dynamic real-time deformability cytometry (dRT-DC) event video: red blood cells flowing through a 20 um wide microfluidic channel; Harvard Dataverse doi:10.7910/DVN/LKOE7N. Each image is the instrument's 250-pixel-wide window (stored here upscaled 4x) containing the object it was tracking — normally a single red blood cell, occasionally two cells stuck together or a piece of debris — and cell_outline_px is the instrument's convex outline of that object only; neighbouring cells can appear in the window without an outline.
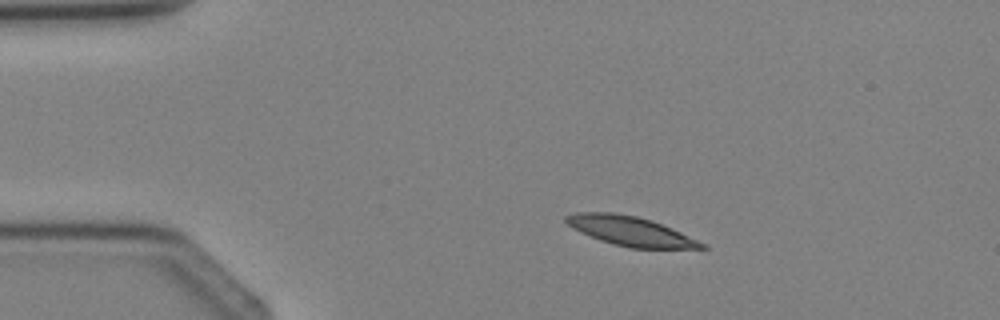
{"species": "Egyptian fruit bat (a non-hibernating species)", "species_latin": "Rousettus aegyptiacus", "temperature_condition": "cold", "stored_images_in_passage": 2, "camera_frame_rate_fps": 3000, "um_per_image_px": 0.085, "animal": {"sex": "female"}, "frame": {"image": 1, "passage_image": 1, "time_ms": 0.0, "image_size_px": [1000, 320], "cell_outline_px": [[708, 248], [628, 248], [612, 244], [600, 240], [580, 232], [572, 228], [564, 220], [564, 216], [576, 212], [612, 212], [636, 216], [652, 220], [672, 228], [708, 244]], "centroid_in_image_um": [53.59, 19.64], "position_along_channel_um": 31.4, "area_um2": 23.35}}